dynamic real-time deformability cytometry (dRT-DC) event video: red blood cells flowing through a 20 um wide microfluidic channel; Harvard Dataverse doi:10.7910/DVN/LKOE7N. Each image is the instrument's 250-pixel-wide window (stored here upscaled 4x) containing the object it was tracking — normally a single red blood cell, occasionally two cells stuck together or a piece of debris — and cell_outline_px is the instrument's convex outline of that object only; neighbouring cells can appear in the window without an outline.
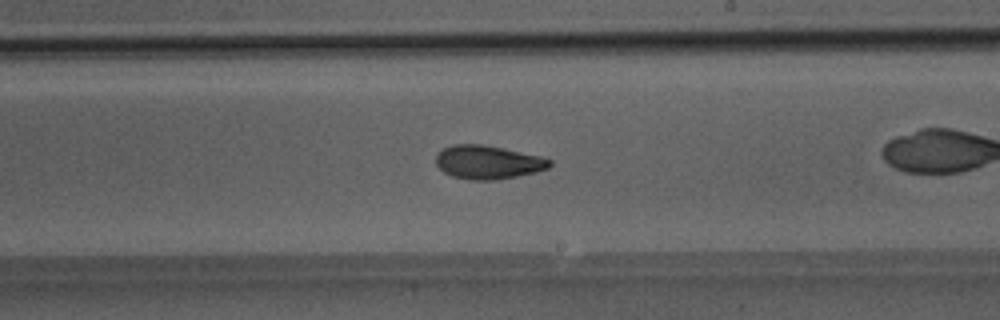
{"species": "Egyptian fruit bat (a non-hibernating species)", "species_latin": "Rousettus aegyptiacus", "temperature_condition": "room temperature", "stored_images_in_passage": 37, "camera_frame_rate_fps": 3000, "um_per_image_px": 0.085, "animal": {"sex": "male"}, "frame": {"image": 1, "passage_image": 16, "time_ms": 5.0, "image_size_px": [1000, 320], "cell_outline_px": [[552, 164], [548, 168], [536, 172], [496, 180], [468, 180], [452, 176], [444, 172], [436, 164], [436, 156], [444, 148], [452, 144], [480, 144], [540, 156], [552, 160]], "centroid_in_image_um": [41.47, 13.8], "position_along_channel_um": 247.5, "area_um2": 22.08}}
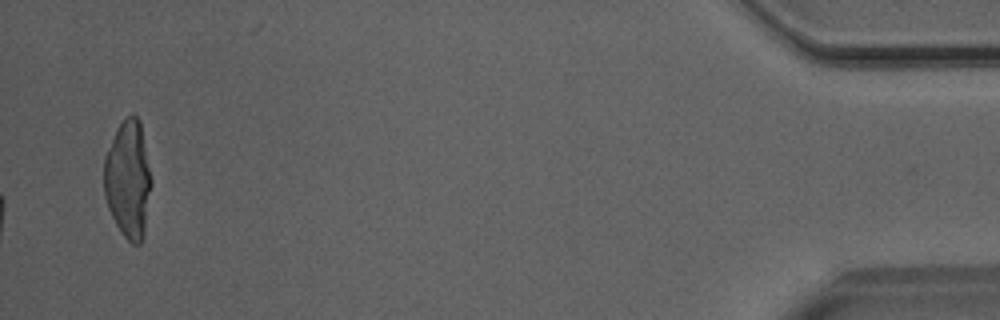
{"frame": {"image": 2, "passage_image": 37, "time_ms": 12.0, "image_size_px": [1000, 320], "cell_outline_px": [[152, 184], [144, 232], [140, 244], [132, 244], [124, 236], [116, 224], [108, 208], [104, 196], [104, 156], [116, 128], [124, 116], [136, 116], [140, 120], [152, 180]], "centroid_in_image_um": [10.89, 15.22], "position_along_channel_um": 424.3, "area_um2": 32.66}}